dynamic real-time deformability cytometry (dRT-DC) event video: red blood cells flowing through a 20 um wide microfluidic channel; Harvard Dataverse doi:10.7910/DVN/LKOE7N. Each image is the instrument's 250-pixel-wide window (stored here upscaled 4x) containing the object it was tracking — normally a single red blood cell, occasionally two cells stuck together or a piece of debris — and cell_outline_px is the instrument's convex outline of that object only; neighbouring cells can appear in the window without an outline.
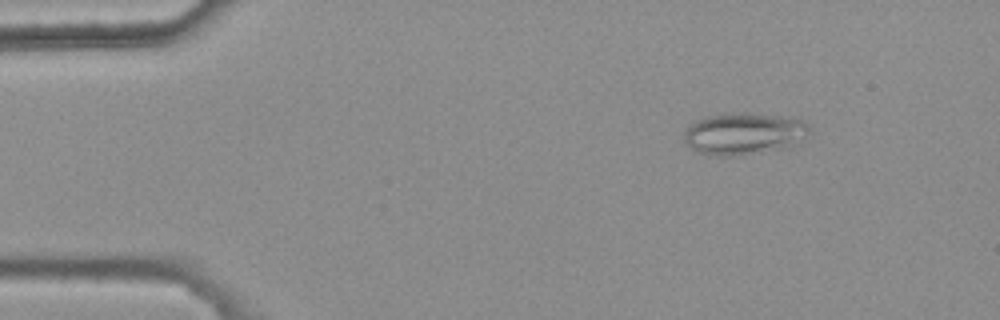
{"species": "common noctule bat (a hibernating species)", "species_latin": "Nyctalus noctula", "temperature_condition": "warm", "stored_images_in_passage": 3, "camera_frame_rate_fps": 3000, "um_per_image_px": 0.085, "animal": {"sex": "female", "body_mass_g": 25.1}, "frame": {"image": 1, "passage_image": 1, "time_ms": 0.0, "image_size_px": [1000, 320], "cell_outline_px": [[812, 132], [784, 148], [736, 156], [716, 156], [696, 152], [688, 148], [684, 144], [684, 132], [688, 124], [696, 120], [708, 116], [740, 112], [748, 112], [780, 116], [800, 120], [808, 124]], "centroid_in_image_um": [63.15, 11.36], "position_along_channel_um": 21.9, "area_um2": 30.75}}